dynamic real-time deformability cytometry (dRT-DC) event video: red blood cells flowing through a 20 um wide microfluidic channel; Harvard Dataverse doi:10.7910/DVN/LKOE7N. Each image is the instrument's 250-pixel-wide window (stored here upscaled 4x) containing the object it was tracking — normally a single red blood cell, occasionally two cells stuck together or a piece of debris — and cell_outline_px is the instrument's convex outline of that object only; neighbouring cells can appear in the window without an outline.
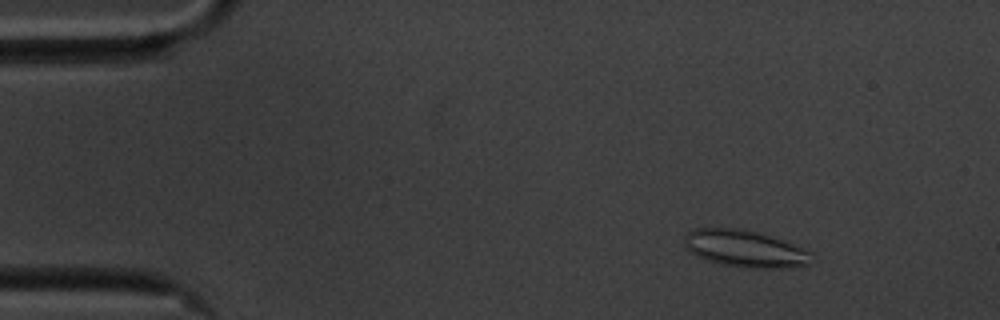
{"species": "common noctule bat (a hibernating species)", "species_latin": "Nyctalus noctula", "temperature_condition": "cold", "stored_images_in_passage": 35, "camera_frame_rate_fps": 3000, "um_per_image_px": 0.085, "animal": {"sex": "male", "body_mass_g": 20.1, "forearm_length_mm": 53.5}, "frame": {"image": 1, "passage_image": 8, "time_ms": 2.333, "image_size_px": [1000, 320], "cell_outline_px": [[812, 264], [788, 268], [744, 268], [720, 264], [704, 260], [696, 256], [684, 244], [684, 236], [688, 232], [696, 228], [740, 228], [764, 232], [784, 240], [812, 252]], "centroid_in_image_um": [63.36, 21.14], "position_along_channel_um": 21.6, "area_um2": 28.03}}
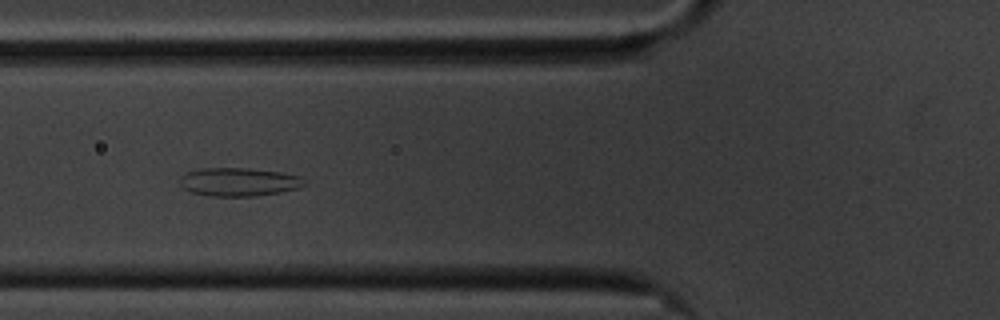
{"frame": {"image": 2, "passage_image": 22, "time_ms": 7.0, "image_size_px": [1000, 320], "cell_outline_px": [[304, 184], [300, 188], [280, 192], [256, 196], [212, 196], [192, 192], [184, 188], [180, 184], [180, 176], [188, 172], [200, 168], [248, 168], [280, 172], [300, 176]], "centroid_in_image_um": [20.28, 15.46], "position_along_channel_um": 105.5, "area_um2": 20.46}}
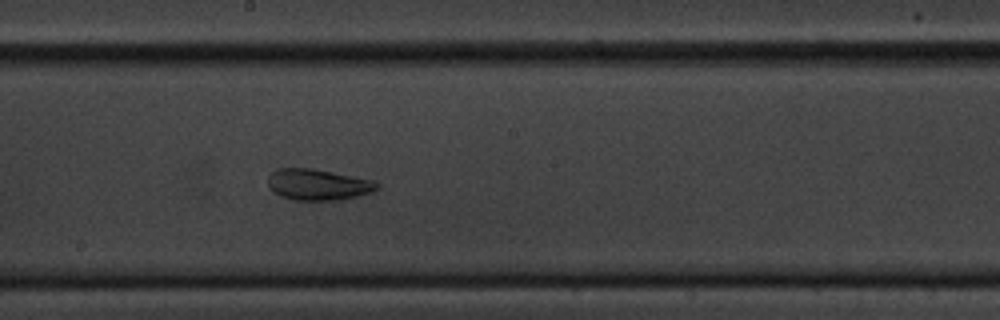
{"frame": {"image": 3, "passage_image": 32, "time_ms": 10.333, "image_size_px": [1000, 320], "cell_outline_px": [[380, 188], [372, 192], [356, 196], [336, 200], [296, 200], [280, 196], [272, 192], [268, 188], [268, 176], [276, 168], [312, 168], [332, 172], [368, 180], [380, 184]], "centroid_in_image_um": [26.96, 15.69], "position_along_channel_um": 221.2, "area_um2": 19.65}}